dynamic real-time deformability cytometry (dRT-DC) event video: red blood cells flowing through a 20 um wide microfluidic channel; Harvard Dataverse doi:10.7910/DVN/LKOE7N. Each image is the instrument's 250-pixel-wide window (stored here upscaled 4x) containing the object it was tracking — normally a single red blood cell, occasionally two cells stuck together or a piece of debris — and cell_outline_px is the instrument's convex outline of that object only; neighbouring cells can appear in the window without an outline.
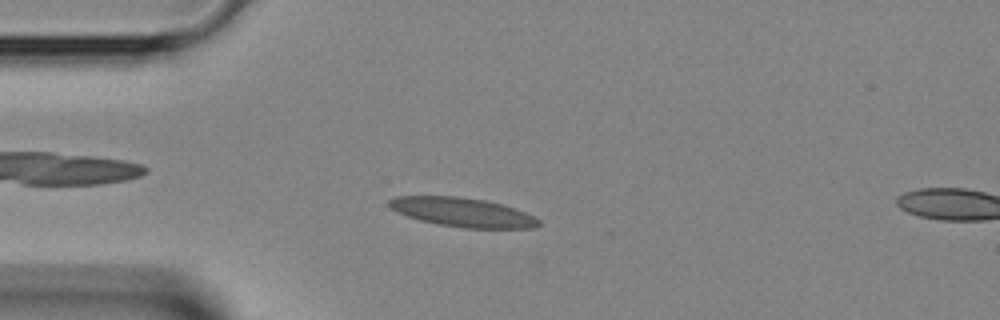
{"species": "Egyptian fruit bat (a non-hibernating species)", "species_latin": "Rousettus aegyptiacus", "temperature_condition": "room temperature", "stored_images_in_passage": 12, "camera_frame_rate_fps": 3000, "um_per_image_px": 0.085, "animal": {"sex": "female"}, "frame": {"image": 1, "passage_image": 10, "time_ms": 3.0, "image_size_px": [1000, 320], "cell_outline_px": [[540, 224], [536, 228], [464, 228], [440, 224], [420, 220], [396, 212], [388, 208], [388, 200], [396, 196], [456, 196], [488, 200], [516, 208], [536, 216], [540, 220]], "centroid_in_image_um": [39.34, 18.03], "position_along_channel_um": 45.7, "area_um2": 25.61}}